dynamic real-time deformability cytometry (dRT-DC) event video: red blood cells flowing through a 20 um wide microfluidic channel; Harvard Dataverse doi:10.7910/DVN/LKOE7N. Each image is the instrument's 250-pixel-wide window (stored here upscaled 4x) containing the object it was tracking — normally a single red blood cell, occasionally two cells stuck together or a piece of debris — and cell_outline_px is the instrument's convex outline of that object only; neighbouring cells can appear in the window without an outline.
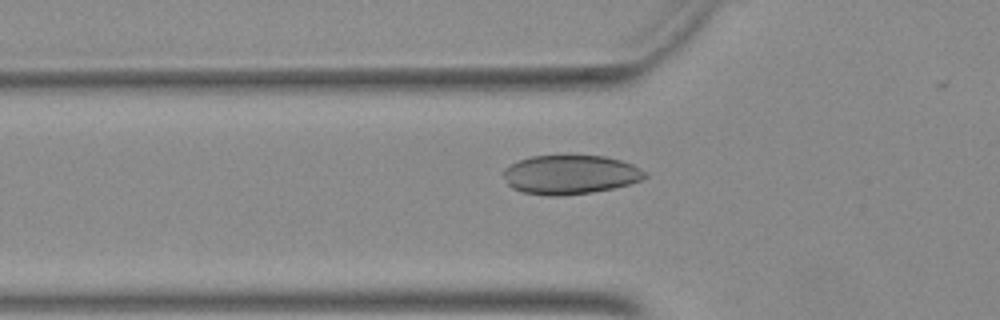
{"species": "Egyptian fruit bat (a non-hibernating species)", "species_latin": "Rousettus aegyptiacus", "temperature_condition": "warm", "stored_images_in_passage": 35, "camera_frame_rate_fps": 3000, "um_per_image_px": 0.085, "animal": {"sex": "female"}, "frame": {"image": 1, "passage_image": 8, "time_ms": 2.333, "image_size_px": [1000, 320], "cell_outline_px": [[648, 176], [640, 180], [628, 184], [612, 188], [592, 192], [560, 196], [548, 196], [524, 192], [512, 188], [508, 184], [500, 172], [504, 168], [520, 160], [532, 156], [604, 156], [620, 160], [632, 164], [648, 172]], "centroid_in_image_um": [48.46, 14.85], "position_along_channel_um": 77.3, "area_um2": 32.19}}
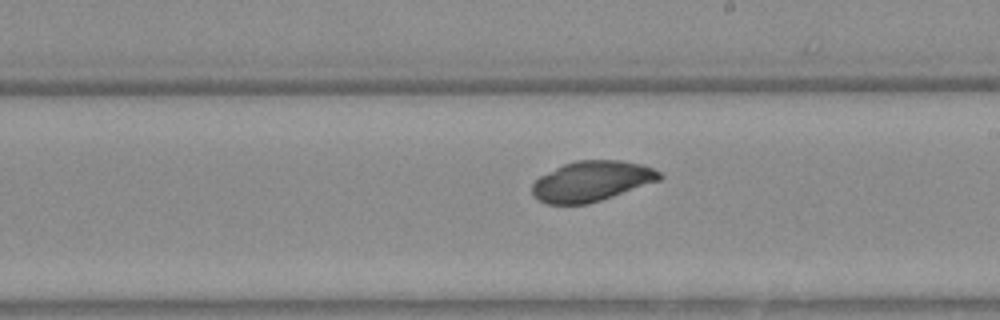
{"frame": {"image": 2, "passage_image": 20, "time_ms": 6.333, "image_size_px": [1000, 320], "cell_outline_px": [[664, 176], [660, 180], [588, 204], [548, 204], [532, 196], [532, 184], [540, 176], [564, 164], [576, 160], [620, 160], [640, 164], [652, 168], [660, 172]], "centroid_in_image_um": [50.28, 15.4], "position_along_channel_um": 238.7, "area_um2": 29.65}}
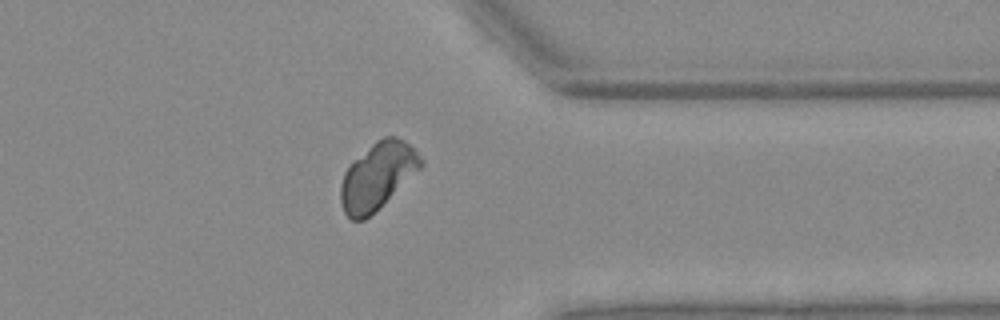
{"frame": {"image": 3, "passage_image": 31, "time_ms": 10.0, "image_size_px": [1000, 320], "cell_outline_px": [[424, 164], [420, 168], [364, 220], [352, 220], [344, 212], [340, 200], [340, 184], [344, 172], [376, 140], [384, 136], [396, 136], [404, 140], [424, 160]], "centroid_in_image_um": [32.07, 14.95], "position_along_channel_um": 379.3, "area_um2": 30.17}}